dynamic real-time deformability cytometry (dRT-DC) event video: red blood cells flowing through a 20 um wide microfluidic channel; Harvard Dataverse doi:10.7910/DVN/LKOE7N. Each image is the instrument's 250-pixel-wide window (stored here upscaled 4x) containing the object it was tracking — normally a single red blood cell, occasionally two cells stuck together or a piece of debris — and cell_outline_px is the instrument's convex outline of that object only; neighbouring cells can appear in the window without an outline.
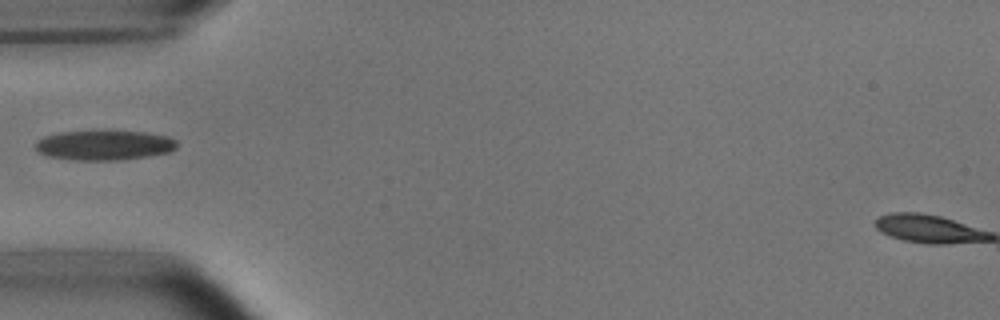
{"species": "common noctule bat (a hibernating species)", "species_latin": "Nyctalus noctula", "temperature_condition": "room temperature", "stored_images_in_passage": 36, "camera_frame_rate_fps": 3000, "um_per_image_px": 0.085, "animal": {"sex": "male", "body_mass_g": 15.6}, "frame": {"image": 1, "passage_image": 1, "time_ms": 0.0, "image_size_px": [1000, 320], "cell_outline_px": [[176, 148], [168, 152], [148, 156], [116, 160], [76, 160], [48, 156], [40, 152], [36, 148], [36, 140], [44, 136], [60, 132], [144, 132], [168, 136], [176, 140]], "centroid_in_image_um": [8.86, 12.35], "position_along_channel_um": 76.1, "area_um2": 24.1}}
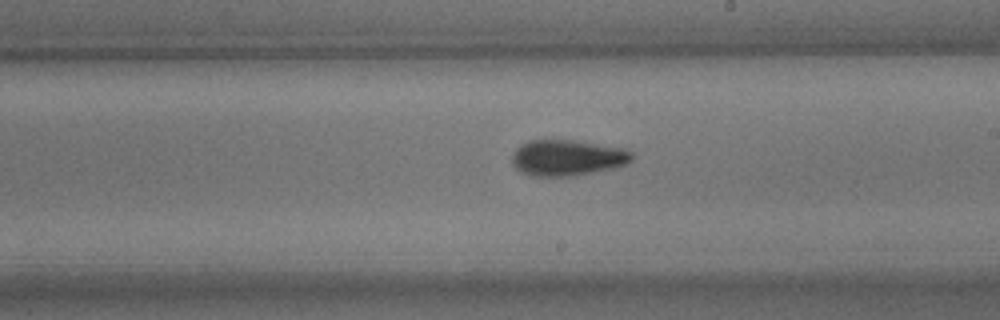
{"frame": {"image": 2, "passage_image": 14, "time_ms": 4.333, "image_size_px": [1000, 320], "cell_outline_px": [[632, 160], [624, 164], [612, 168], [568, 176], [536, 176], [520, 172], [512, 164], [512, 156], [516, 148], [520, 144], [528, 140], [572, 140], [624, 148], [632, 152]], "centroid_in_image_um": [48.17, 13.39], "position_along_channel_um": 240.8, "area_um2": 24.85}}
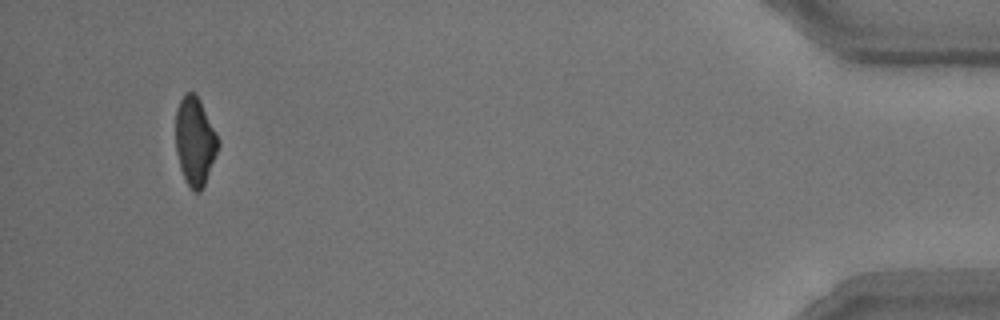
{"frame": {"image": 3, "passage_image": 34, "time_ms": 11.0, "image_size_px": [1000, 320], "cell_outline_px": [[220, 144], [204, 184], [200, 192], [196, 192], [188, 184], [180, 168], [176, 148], [176, 108], [184, 92], [196, 92], [220, 140]], "centroid_in_image_um": [16.57, 11.94], "position_along_channel_um": 418.6, "area_um2": 21.68}}